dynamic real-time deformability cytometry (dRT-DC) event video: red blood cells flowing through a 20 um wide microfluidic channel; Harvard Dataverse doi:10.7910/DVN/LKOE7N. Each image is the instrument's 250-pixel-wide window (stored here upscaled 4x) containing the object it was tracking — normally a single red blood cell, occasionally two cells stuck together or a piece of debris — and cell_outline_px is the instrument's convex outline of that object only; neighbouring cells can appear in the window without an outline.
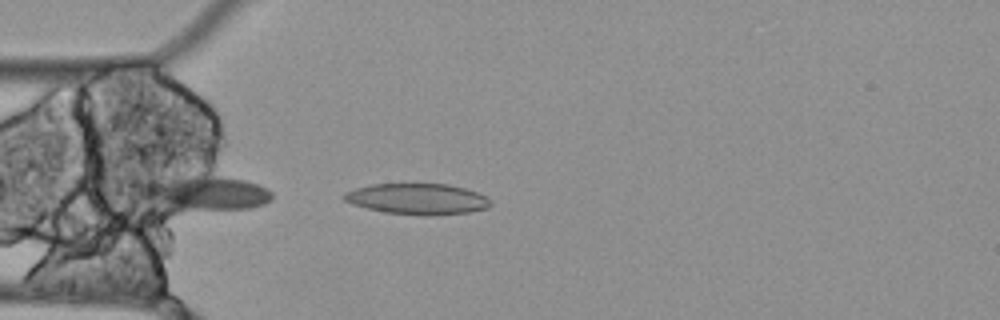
{"species": "Egyptian fruit bat (a non-hibernating species)", "species_latin": "Rousettus aegyptiacus", "temperature_condition": "cold", "stored_images_in_passage": 14, "camera_frame_rate_fps": 3000, "um_per_image_px": 0.085, "animal": {"sex": "female"}, "frame": {"image": 1, "passage_image": 14, "time_ms": 4.333, "image_size_px": [1000, 320], "cell_outline_px": [[492, 204], [488, 208], [468, 212], [384, 212], [352, 204], [344, 200], [340, 196], [344, 192], [356, 188], [372, 184], [448, 184], [464, 188], [476, 192], [484, 196]], "centroid_in_image_um": [35.41, 16.85], "position_along_channel_um": 49.6, "area_um2": 25.09}}